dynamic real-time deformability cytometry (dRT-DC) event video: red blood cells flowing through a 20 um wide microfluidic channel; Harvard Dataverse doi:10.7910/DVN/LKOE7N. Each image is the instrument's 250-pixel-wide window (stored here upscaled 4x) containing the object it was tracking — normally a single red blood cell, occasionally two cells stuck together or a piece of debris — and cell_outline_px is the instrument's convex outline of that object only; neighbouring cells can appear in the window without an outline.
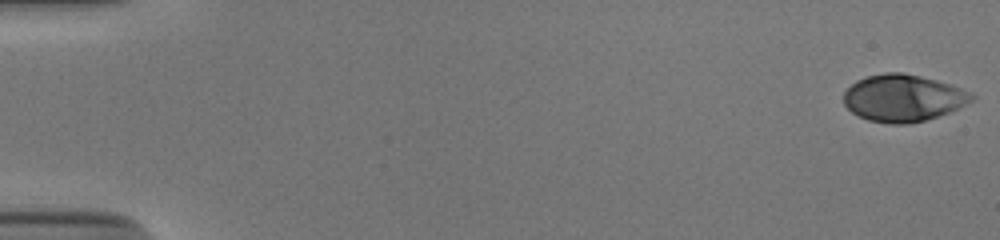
{"species": "human", "species_latin": "Homo sapiens", "temperature_condition": "cold", "stored_images_in_passage": 16, "camera_frame_rate_fps": 3000, "um_per_image_px": 0.085, "donor": {"sex": "male"}, "frame": {"image": 1, "passage_image": 1, "time_ms": 0.0, "image_size_px": [1000, 240], "cell_outline_px": [[976, 96], [972, 100], [948, 112], [924, 120], [908, 124], [888, 124], [868, 120], [852, 112], [844, 104], [844, 92], [856, 80], [868, 76], [884, 72], [900, 72], [920, 76], [952, 84]], "centroid_in_image_um": [76.73, 8.33], "position_along_channel_um": 8.3, "area_um2": 34.74}}
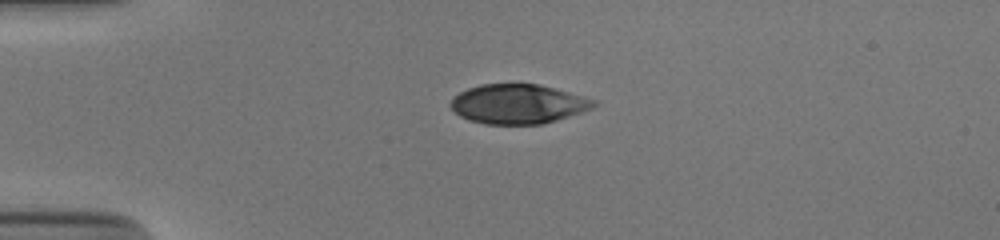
{"frame": {"image": 2, "passage_image": 14, "time_ms": 4.333, "image_size_px": [1000, 240], "cell_outline_px": [[600, 104], [592, 108], [556, 120], [540, 124], [484, 124], [468, 120], [460, 116], [448, 104], [452, 96], [468, 88], [480, 84], [516, 80], [540, 84], [556, 88], [596, 100]], "centroid_in_image_um": [44.0, 8.78], "position_along_channel_um": 41.0, "area_um2": 33.93}}